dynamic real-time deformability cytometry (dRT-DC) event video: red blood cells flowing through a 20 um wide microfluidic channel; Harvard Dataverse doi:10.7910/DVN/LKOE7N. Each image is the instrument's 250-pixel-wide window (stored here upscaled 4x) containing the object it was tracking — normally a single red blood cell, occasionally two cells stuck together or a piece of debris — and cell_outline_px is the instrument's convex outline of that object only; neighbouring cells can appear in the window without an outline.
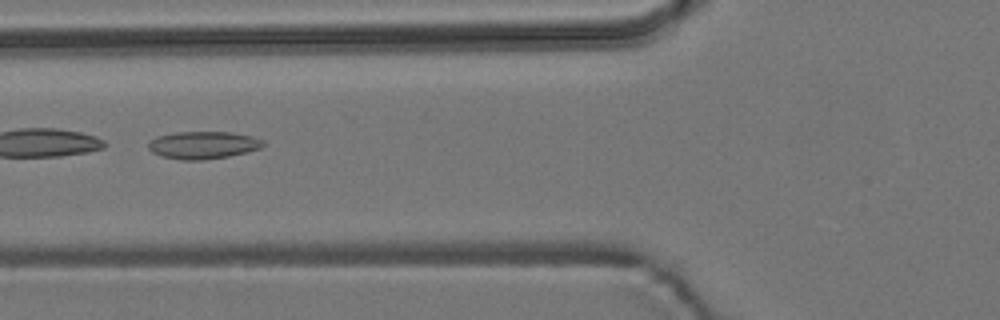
{"species": "common noctule bat (a hibernating species)", "species_latin": "Nyctalus noctula", "temperature_condition": "room temperature", "stored_images_in_passage": 7, "camera_frame_rate_fps": 3000, "um_per_image_px": 0.085, "animal": {"sex": "male", "body_mass_g": 19.2, "forearm_length_mm": 51.8}, "frame": {"image": 1, "passage_image": 6, "time_ms": 6.0, "image_size_px": [1000, 320], "cell_outline_px": [[264, 144], [260, 148], [228, 156], [204, 160], [180, 160], [160, 156], [152, 152], [148, 148], [148, 140], [156, 136], [176, 132], [232, 132], [252, 136], [264, 140]], "centroid_in_image_um": [17.21, 12.33], "position_along_channel_um": 108.6, "area_um2": 18.5}}